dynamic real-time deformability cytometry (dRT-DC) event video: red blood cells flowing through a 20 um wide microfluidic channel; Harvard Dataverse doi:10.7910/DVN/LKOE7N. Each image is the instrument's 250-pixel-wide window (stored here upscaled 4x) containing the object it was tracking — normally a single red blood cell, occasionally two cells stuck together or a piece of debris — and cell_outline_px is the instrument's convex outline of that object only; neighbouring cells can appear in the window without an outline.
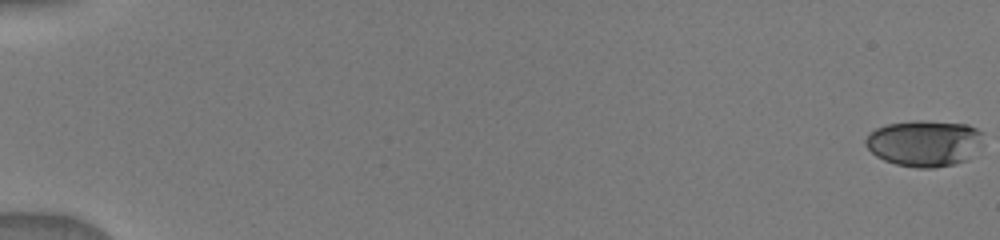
{"species": "human", "species_latin": "Homo sapiens", "temperature_condition": "warm", "stored_images_in_passage": 9, "camera_frame_rate_fps": 3000, "um_per_image_px": 0.085, "donor": {"sex": "male"}, "frame": {"image": 1, "passage_image": 1, "time_ms": 0.0, "image_size_px": [1000, 240], "cell_outline_px": [[984, 132], [980, 144], [968, 160], [956, 164], [932, 168], [916, 168], [896, 164], [884, 160], [876, 156], [864, 144], [864, 140], [868, 132], [876, 128], [888, 124], [916, 120], [920, 120], [968, 124]], "centroid_in_image_um": [78.56, 12.17], "position_along_channel_um": 6.4, "area_um2": 31.96}}
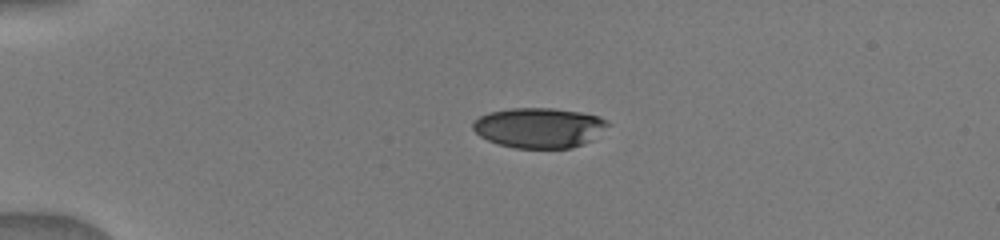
{"frame": {"image": 2, "passage_image": 7, "time_ms": 4.333, "image_size_px": [1000, 240], "cell_outline_px": [[612, 124], [592, 140], [584, 144], [572, 148], [516, 148], [500, 144], [488, 140], [480, 136], [472, 128], [472, 124], [480, 116], [488, 112], [512, 108], [552, 108], [580, 112], [600, 116]], "centroid_in_image_um": [45.87, 10.85], "position_along_channel_um": 39.1, "area_um2": 31.67}}